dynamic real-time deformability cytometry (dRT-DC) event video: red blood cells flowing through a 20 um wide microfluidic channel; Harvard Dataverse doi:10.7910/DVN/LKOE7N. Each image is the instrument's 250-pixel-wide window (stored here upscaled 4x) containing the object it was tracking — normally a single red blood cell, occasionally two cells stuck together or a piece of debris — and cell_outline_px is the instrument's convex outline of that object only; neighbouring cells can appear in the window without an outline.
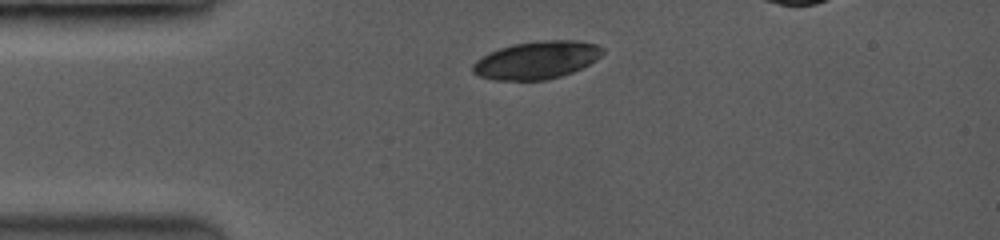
{"species": "common noctule bat (a hibernating species)", "species_latin": "Nyctalus noctula", "temperature_condition": "room temperature", "stored_images_in_passage": 3, "camera_frame_rate_fps": 3500, "um_per_image_px": 0.085, "animal": {"sex": "female", "body_mass_g": 19.0, "forearm_length_mm": 53.3}, "frame": {"image": 1, "passage_image": 1, "time_ms": 0.0, "image_size_px": [1000, 240], "cell_outline_px": [[604, 52], [596, 60], [572, 72], [560, 76], [544, 80], [496, 80], [480, 76], [472, 72], [472, 64], [476, 60], [500, 48], [516, 44], [544, 40], [576, 40], [596, 44], [604, 48]], "centroid_in_image_um": [45.64, 5.11], "position_along_channel_um": 39.4, "area_um2": 28.21}}